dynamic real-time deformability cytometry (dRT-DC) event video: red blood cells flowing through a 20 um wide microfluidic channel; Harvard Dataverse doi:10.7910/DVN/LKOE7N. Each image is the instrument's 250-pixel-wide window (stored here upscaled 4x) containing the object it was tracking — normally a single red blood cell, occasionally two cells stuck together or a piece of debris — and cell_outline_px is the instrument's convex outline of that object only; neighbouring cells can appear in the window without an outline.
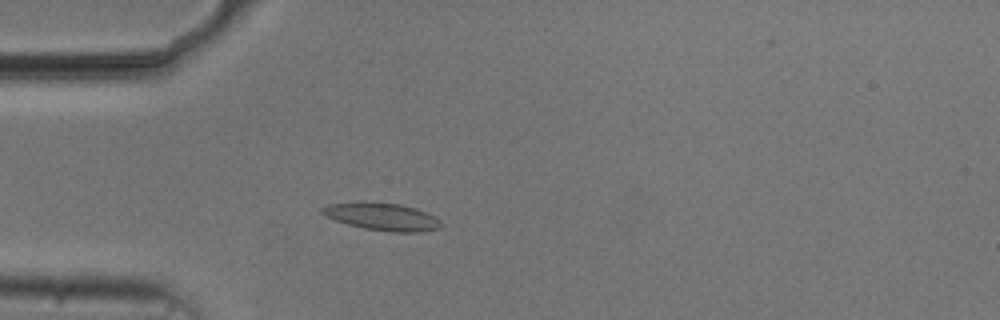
{"species": "common noctule bat (a hibernating species)", "species_latin": "Nyctalus noctula", "temperature_condition": "cold", "stored_images_in_passage": 46, "camera_frame_rate_fps": 3000, "um_per_image_px": 0.085, "animal": {"sex": "male", "body_mass_g": 20.5, "forearm_length_mm": 52.5}, "frame": {"image": 1, "passage_image": 7, "time_ms": 2.0, "image_size_px": [1000, 320], "cell_outline_px": [[444, 224], [440, 228], [420, 232], [392, 232], [364, 228], [348, 224], [336, 220], [320, 212], [320, 208], [328, 204], [400, 204], [416, 208], [428, 212], [436, 216]], "centroid_in_image_um": [32.6, 18.46], "position_along_channel_um": 52.4, "area_um2": 18.44}}
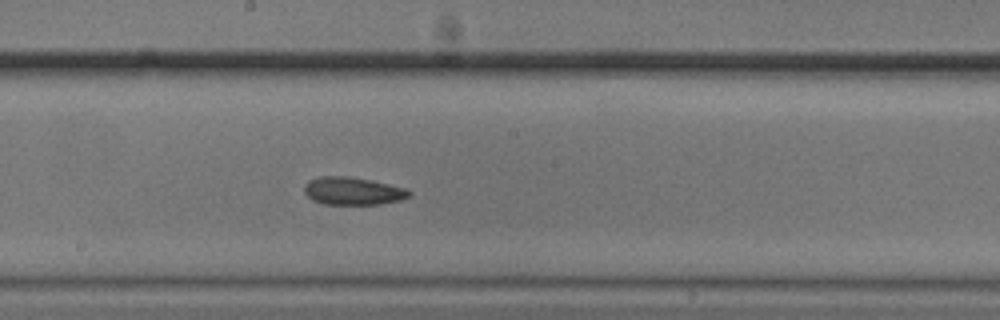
{"frame": {"image": 2, "passage_image": 21, "time_ms": 6.667, "image_size_px": [1000, 320], "cell_outline_px": [[412, 196], [400, 200], [380, 204], [324, 204], [312, 200], [304, 192], [304, 188], [308, 180], [320, 176], [344, 176], [368, 180], [408, 188], [412, 192]], "centroid_in_image_um": [30.01, 16.24], "position_along_channel_um": 218.2, "area_um2": 16.94}}
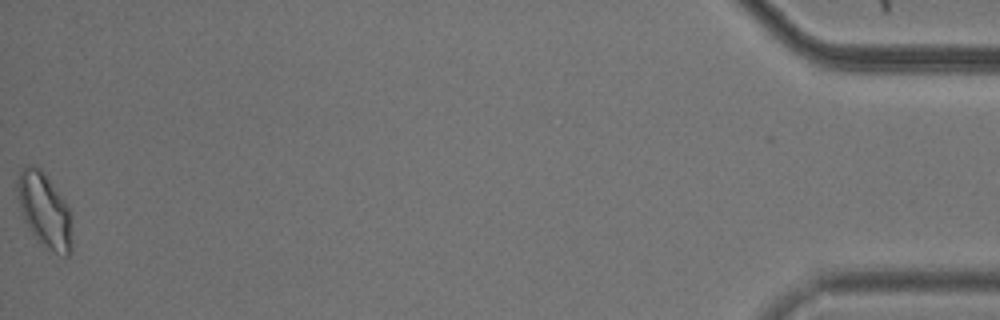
{"frame": {"image": 3, "passage_image": 46, "time_ms": 15.0, "image_size_px": [1000, 320], "cell_outline_px": [[72, 248], [68, 256], [64, 256], [48, 248], [36, 240], [28, 228], [24, 220], [16, 196], [16, 180], [20, 168], [28, 164], [32, 164], [40, 168], [64, 200], [72, 216]], "centroid_in_image_um": [3.76, 17.86], "position_along_channel_um": 431.4, "area_um2": 24.1}, "authors_computed_cell_mechanics": {"area_um2": 17.629, "velocity_mm_per_s": 3.7235, "shape_relaxation_time_tau1_ms": null, "shape_relaxation_time_tau2_ms": 3.5109, "deformation_change_tau1": null, "deformation_change_tau2": 0.0857}}